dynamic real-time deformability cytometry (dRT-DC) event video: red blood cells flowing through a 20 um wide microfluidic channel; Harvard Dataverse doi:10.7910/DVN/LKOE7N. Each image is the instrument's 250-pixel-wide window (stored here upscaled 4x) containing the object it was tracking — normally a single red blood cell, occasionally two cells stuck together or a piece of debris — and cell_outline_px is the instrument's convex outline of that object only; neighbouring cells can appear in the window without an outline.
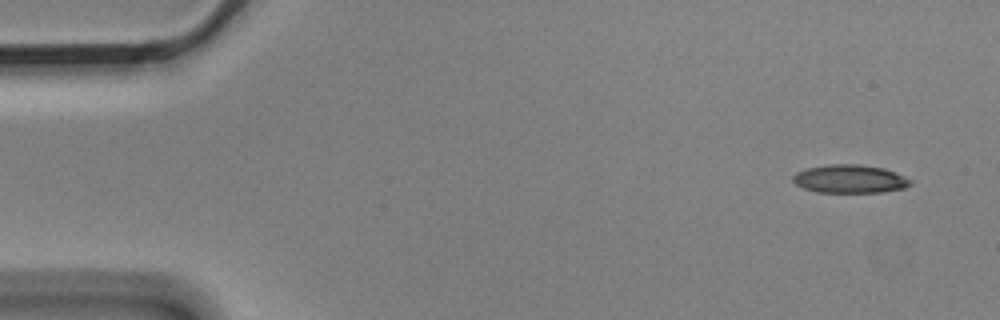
{"species": "Egyptian fruit bat (a non-hibernating species)", "species_latin": "Rousettus aegyptiacus", "temperature_condition": "cold", "stored_images_in_passage": 7, "camera_frame_rate_fps": 3000, "um_per_image_px": 0.085, "animal": {"sex": "male"}, "frame": {"image": 1, "passage_image": 1, "time_ms": 0.0, "image_size_px": [1000, 320], "cell_outline_px": [[912, 184], [904, 188], [880, 192], [816, 192], [804, 188], [796, 184], [792, 180], [792, 176], [796, 172], [808, 168], [828, 164], [856, 164], [884, 168], [904, 176], [912, 180]], "centroid_in_image_um": [72.23, 15.21], "position_along_channel_um": 12.8, "area_um2": 19.31}}
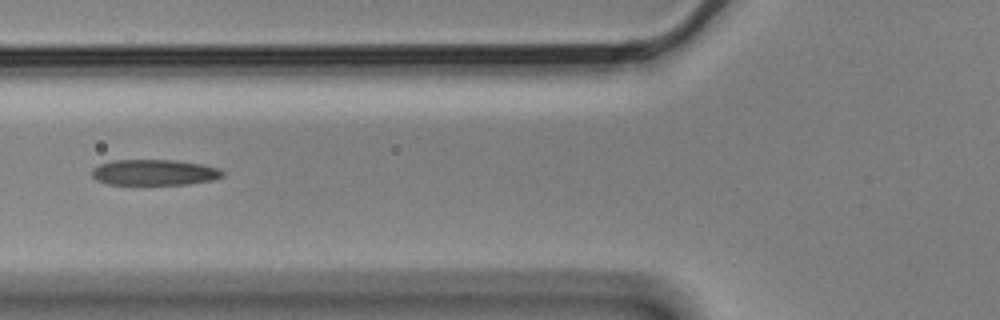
{"frame": {"image": 2, "passage_image": 6, "time_ms": 1.667, "image_size_px": [1000, 320], "cell_outline_px": [[224, 176], [212, 180], [188, 184], [108, 184], [96, 180], [92, 176], [92, 168], [100, 164], [112, 160], [176, 160], [204, 164], [220, 168], [224, 172]], "centroid_in_image_um": [13.14, 14.64], "position_along_channel_um": 112.7, "area_um2": 19.77}}
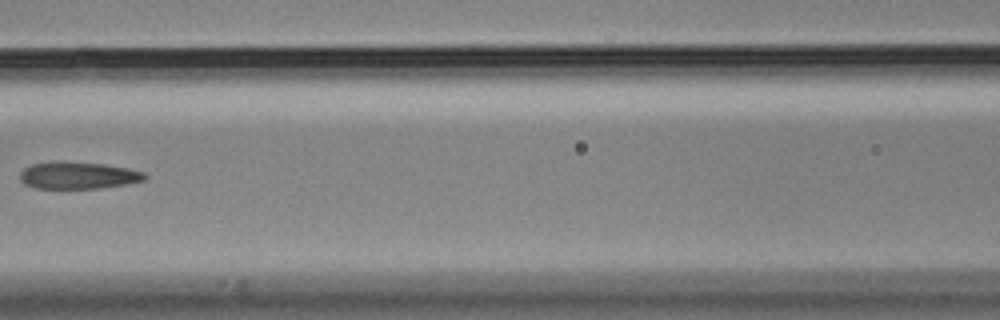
{"frame": {"image": 3, "passage_image": 7, "time_ms": 2.0, "image_size_px": [1000, 320], "cell_outline_px": [[148, 176], [144, 180], [128, 184], [100, 188], [36, 188], [24, 184], [20, 180], [20, 172], [24, 168], [32, 164], [104, 164], [128, 168], [144, 172]], "centroid_in_image_um": [6.7, 14.95], "position_along_channel_um": 159.9, "area_um2": 18.84}}